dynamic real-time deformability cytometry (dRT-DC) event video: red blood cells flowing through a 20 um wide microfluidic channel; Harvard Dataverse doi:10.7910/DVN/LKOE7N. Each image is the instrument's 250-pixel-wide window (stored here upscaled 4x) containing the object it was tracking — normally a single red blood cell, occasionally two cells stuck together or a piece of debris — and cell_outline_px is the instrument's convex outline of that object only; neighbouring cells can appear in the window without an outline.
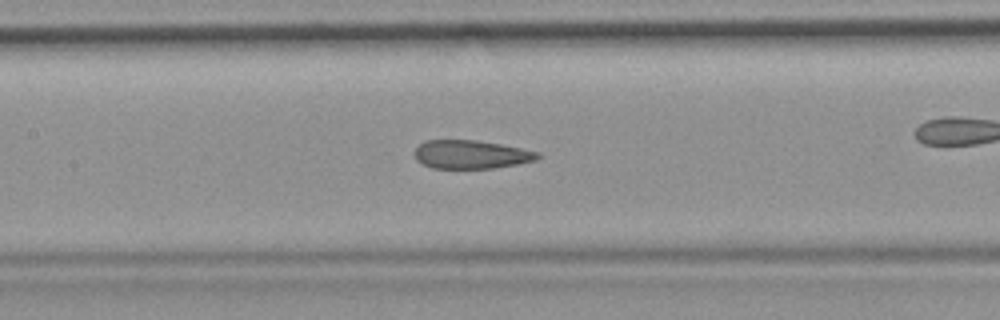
{"species": "common noctule bat (a hibernating species)", "species_latin": "Nyctalus noctula", "temperature_condition": "room temperature", "stored_images_in_passage": 26, "camera_frame_rate_fps": 3000, "um_per_image_px": 0.085, "animal": {"sex": "female", "body_mass_g": 19.9}, "frame": {"image": 1, "passage_image": 8, "time_ms": 2.333, "image_size_px": [1000, 320], "cell_outline_px": [[540, 156], [536, 160], [516, 164], [492, 168], [432, 168], [416, 160], [412, 152], [420, 144], [428, 140], [476, 140], [500, 144], [540, 152]], "centroid_in_image_um": [40.01, 13.12], "position_along_channel_um": 167.4, "area_um2": 20.35}}